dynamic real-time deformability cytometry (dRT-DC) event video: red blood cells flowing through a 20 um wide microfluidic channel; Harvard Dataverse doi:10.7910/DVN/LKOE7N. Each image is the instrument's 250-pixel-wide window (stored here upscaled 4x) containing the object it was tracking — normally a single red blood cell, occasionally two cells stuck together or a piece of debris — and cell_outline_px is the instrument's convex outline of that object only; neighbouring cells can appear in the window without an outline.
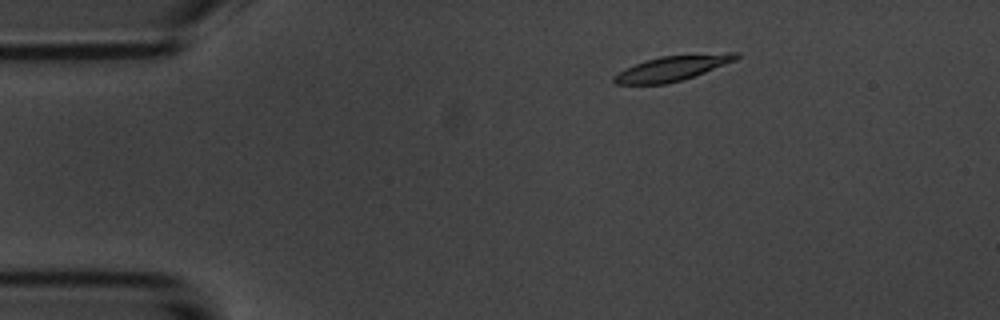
{"species": "common noctule bat (a hibernating species)", "species_latin": "Nyctalus noctula", "temperature_condition": "room temperature", "stored_images_in_passage": 4, "camera_frame_rate_fps": 3000, "um_per_image_px": 0.085, "animal": {"sex": "male", "body_mass_g": 20.1, "forearm_length_mm": 53.5}, "frame": {"image": 1, "passage_image": 2, "time_ms": 1.333, "image_size_px": [1000, 320], "cell_outline_px": [[740, 56], [736, 60], [704, 72], [668, 84], [616, 84], [612, 80], [612, 76], [644, 60], [660, 56], [728, 52], [740, 52]], "centroid_in_image_um": [57.17, 5.78], "position_along_channel_um": 27.8, "area_um2": 17.69}}